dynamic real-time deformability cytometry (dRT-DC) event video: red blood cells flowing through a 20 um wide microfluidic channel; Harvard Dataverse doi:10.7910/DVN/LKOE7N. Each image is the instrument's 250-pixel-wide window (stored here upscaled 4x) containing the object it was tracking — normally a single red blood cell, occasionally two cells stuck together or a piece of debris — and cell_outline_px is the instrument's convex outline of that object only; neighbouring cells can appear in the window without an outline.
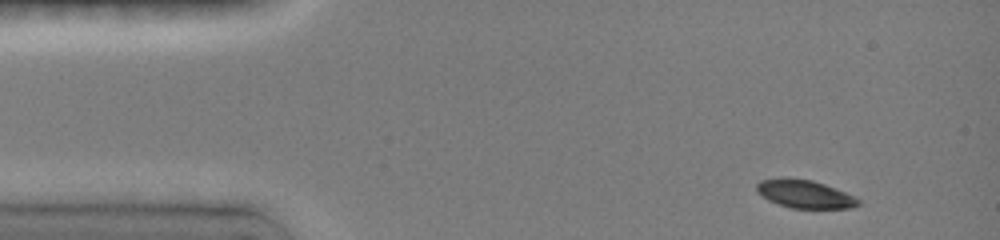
{"species": "common noctule bat (a hibernating species)", "species_latin": "Nyctalus noctula", "temperature_condition": "room temperature", "stored_images_in_passage": 4, "camera_frame_rate_fps": 3000, "um_per_image_px": 0.085, "animal": {"sex": "female", "body_mass_g": 19.0, "forearm_length_mm": 51.5}, "frame": {"image": 1, "passage_image": 1, "time_ms": 0.0, "image_size_px": [1000, 240], "cell_outline_px": [[860, 204], [852, 208], [792, 208], [768, 200], [756, 192], [756, 184], [760, 180], [780, 176], [788, 176], [812, 180], [836, 188], [860, 200]], "centroid_in_image_um": [68.34, 16.46], "position_along_channel_um": 16.7, "area_um2": 16.88}}